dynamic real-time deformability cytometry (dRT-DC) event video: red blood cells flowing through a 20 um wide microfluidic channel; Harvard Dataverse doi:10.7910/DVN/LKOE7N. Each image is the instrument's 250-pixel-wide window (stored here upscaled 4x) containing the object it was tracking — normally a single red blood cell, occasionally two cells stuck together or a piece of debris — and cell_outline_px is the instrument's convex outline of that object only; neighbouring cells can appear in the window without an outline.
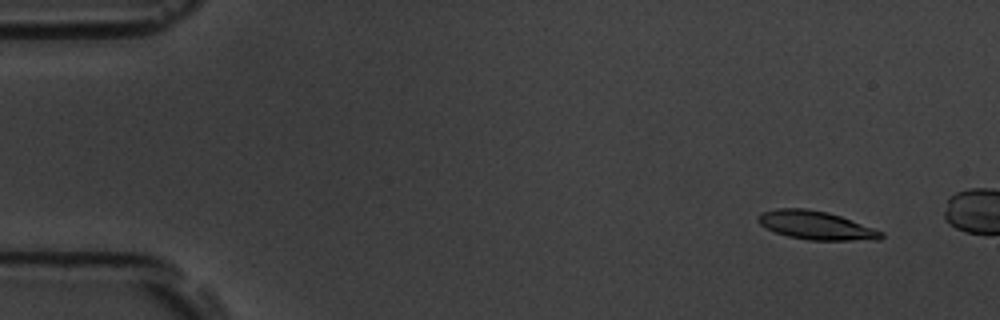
{"species": "common noctule bat (a hibernating species)", "species_latin": "Nyctalus noctula", "temperature_condition": "room temperature", "stored_images_in_passage": 14, "camera_frame_rate_fps": 3000, "um_per_image_px": 0.085, "animal": {"sex": "male", "body_mass_g": 19.5, "forearm_length_mm": 54.6}, "frame": {"image": 1, "passage_image": 5, "time_ms": 1.333, "image_size_px": [1000, 320], "cell_outline_px": [[884, 236], [880, 240], [808, 240], [788, 236], [776, 232], [760, 224], [756, 220], [756, 216], [764, 212], [776, 208], [804, 208], [828, 212], [840, 216], [884, 232]], "centroid_in_image_um": [69.36, 19.15], "position_along_channel_um": 15.6, "area_um2": 20.35}}